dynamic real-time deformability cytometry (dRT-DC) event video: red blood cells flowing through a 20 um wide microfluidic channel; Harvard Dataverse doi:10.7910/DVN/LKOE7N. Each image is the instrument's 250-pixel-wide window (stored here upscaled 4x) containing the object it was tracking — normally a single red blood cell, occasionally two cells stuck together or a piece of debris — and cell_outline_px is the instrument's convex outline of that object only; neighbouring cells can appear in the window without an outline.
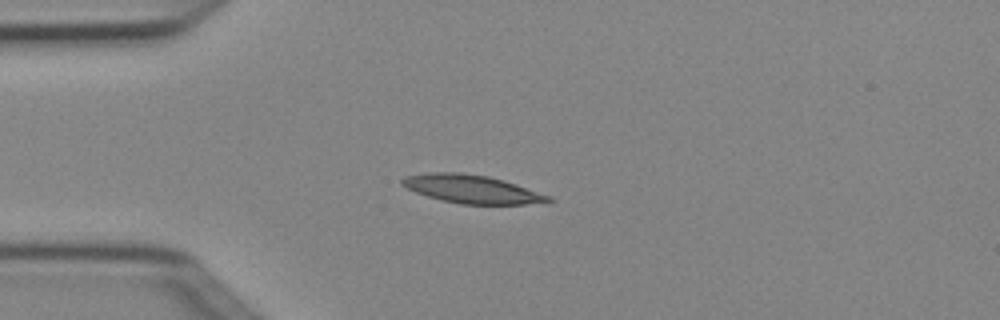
{"species": "Egyptian fruit bat (a non-hibernating species)", "species_latin": "Rousettus aegyptiacus", "temperature_condition": "cold", "stored_images_in_passage": 2, "camera_frame_rate_fps": 3000, "um_per_image_px": 0.085, "animal": {"sex": "female"}, "frame": {"image": 1, "passage_image": 2, "time_ms": 0.333, "image_size_px": [1000, 320], "cell_outline_px": [[556, 200], [548, 204], [460, 204], [440, 200], [416, 192], [400, 184], [400, 180], [404, 176], [428, 172], [460, 172], [488, 176], [516, 184], [552, 196]], "centroid_in_image_um": [40.17, 16.08], "position_along_channel_um": 44.8, "area_um2": 24.45}}